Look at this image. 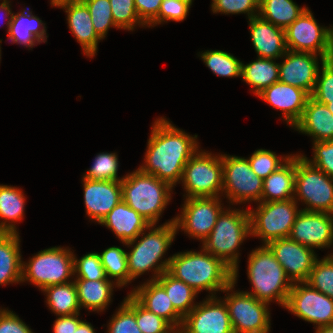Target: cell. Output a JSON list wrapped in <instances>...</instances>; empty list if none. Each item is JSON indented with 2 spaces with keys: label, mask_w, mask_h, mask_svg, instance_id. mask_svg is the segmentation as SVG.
Masks as SVG:
<instances>
[{
  "label": "cell",
  "mask_w": 333,
  "mask_h": 333,
  "mask_svg": "<svg viewBox=\"0 0 333 333\" xmlns=\"http://www.w3.org/2000/svg\"><path fill=\"white\" fill-rule=\"evenodd\" d=\"M313 145V160L311 161L307 157H303L310 164L333 178V140L314 142Z\"/></svg>",
  "instance_id": "obj_48"
},
{
  "label": "cell",
  "mask_w": 333,
  "mask_h": 333,
  "mask_svg": "<svg viewBox=\"0 0 333 333\" xmlns=\"http://www.w3.org/2000/svg\"><path fill=\"white\" fill-rule=\"evenodd\" d=\"M136 323L142 333H165L172 327L167 320L146 310L137 301Z\"/></svg>",
  "instance_id": "obj_47"
},
{
  "label": "cell",
  "mask_w": 333,
  "mask_h": 333,
  "mask_svg": "<svg viewBox=\"0 0 333 333\" xmlns=\"http://www.w3.org/2000/svg\"><path fill=\"white\" fill-rule=\"evenodd\" d=\"M88 8L97 35L104 39L110 26L117 27L109 0H81Z\"/></svg>",
  "instance_id": "obj_40"
},
{
  "label": "cell",
  "mask_w": 333,
  "mask_h": 333,
  "mask_svg": "<svg viewBox=\"0 0 333 333\" xmlns=\"http://www.w3.org/2000/svg\"><path fill=\"white\" fill-rule=\"evenodd\" d=\"M42 291L47 294L46 303L56 315L65 316L80 313L77 288L74 281L52 285Z\"/></svg>",
  "instance_id": "obj_35"
},
{
  "label": "cell",
  "mask_w": 333,
  "mask_h": 333,
  "mask_svg": "<svg viewBox=\"0 0 333 333\" xmlns=\"http://www.w3.org/2000/svg\"><path fill=\"white\" fill-rule=\"evenodd\" d=\"M290 156L285 158H278L277 155L265 149L255 150L248 161L251 165L252 171L261 179L267 178L271 173L275 172L282 166ZM283 160V161H282Z\"/></svg>",
  "instance_id": "obj_43"
},
{
  "label": "cell",
  "mask_w": 333,
  "mask_h": 333,
  "mask_svg": "<svg viewBox=\"0 0 333 333\" xmlns=\"http://www.w3.org/2000/svg\"><path fill=\"white\" fill-rule=\"evenodd\" d=\"M277 261L284 268L291 282H306L316 262L314 250L291 240L281 238L267 244Z\"/></svg>",
  "instance_id": "obj_17"
},
{
  "label": "cell",
  "mask_w": 333,
  "mask_h": 333,
  "mask_svg": "<svg viewBox=\"0 0 333 333\" xmlns=\"http://www.w3.org/2000/svg\"><path fill=\"white\" fill-rule=\"evenodd\" d=\"M285 60L279 64V81L312 95L319 71L318 54L287 50Z\"/></svg>",
  "instance_id": "obj_19"
},
{
  "label": "cell",
  "mask_w": 333,
  "mask_h": 333,
  "mask_svg": "<svg viewBox=\"0 0 333 333\" xmlns=\"http://www.w3.org/2000/svg\"><path fill=\"white\" fill-rule=\"evenodd\" d=\"M108 333H142L136 323V300L128 294L109 322Z\"/></svg>",
  "instance_id": "obj_38"
},
{
  "label": "cell",
  "mask_w": 333,
  "mask_h": 333,
  "mask_svg": "<svg viewBox=\"0 0 333 333\" xmlns=\"http://www.w3.org/2000/svg\"><path fill=\"white\" fill-rule=\"evenodd\" d=\"M251 235L248 210H222L209 236L203 241V248L221 259L233 270V282L238 274V252L243 240Z\"/></svg>",
  "instance_id": "obj_4"
},
{
  "label": "cell",
  "mask_w": 333,
  "mask_h": 333,
  "mask_svg": "<svg viewBox=\"0 0 333 333\" xmlns=\"http://www.w3.org/2000/svg\"><path fill=\"white\" fill-rule=\"evenodd\" d=\"M294 200H303L305 211L333 214V178L310 164L303 155H296Z\"/></svg>",
  "instance_id": "obj_9"
},
{
  "label": "cell",
  "mask_w": 333,
  "mask_h": 333,
  "mask_svg": "<svg viewBox=\"0 0 333 333\" xmlns=\"http://www.w3.org/2000/svg\"><path fill=\"white\" fill-rule=\"evenodd\" d=\"M212 1L213 2L211 7L213 13H219V12L223 14L247 13L249 19L259 15L260 0H212Z\"/></svg>",
  "instance_id": "obj_46"
},
{
  "label": "cell",
  "mask_w": 333,
  "mask_h": 333,
  "mask_svg": "<svg viewBox=\"0 0 333 333\" xmlns=\"http://www.w3.org/2000/svg\"><path fill=\"white\" fill-rule=\"evenodd\" d=\"M181 333H234L225 302L209 295L183 318Z\"/></svg>",
  "instance_id": "obj_16"
},
{
  "label": "cell",
  "mask_w": 333,
  "mask_h": 333,
  "mask_svg": "<svg viewBox=\"0 0 333 333\" xmlns=\"http://www.w3.org/2000/svg\"><path fill=\"white\" fill-rule=\"evenodd\" d=\"M19 233H0V284L18 283L22 277Z\"/></svg>",
  "instance_id": "obj_29"
},
{
  "label": "cell",
  "mask_w": 333,
  "mask_h": 333,
  "mask_svg": "<svg viewBox=\"0 0 333 333\" xmlns=\"http://www.w3.org/2000/svg\"><path fill=\"white\" fill-rule=\"evenodd\" d=\"M74 255L70 249L52 247L41 250L29 263L22 262L21 282L30 281L41 290L67 283L74 275Z\"/></svg>",
  "instance_id": "obj_7"
},
{
  "label": "cell",
  "mask_w": 333,
  "mask_h": 333,
  "mask_svg": "<svg viewBox=\"0 0 333 333\" xmlns=\"http://www.w3.org/2000/svg\"><path fill=\"white\" fill-rule=\"evenodd\" d=\"M201 58L211 71L222 77H241L242 62L230 53L221 50H208Z\"/></svg>",
  "instance_id": "obj_37"
},
{
  "label": "cell",
  "mask_w": 333,
  "mask_h": 333,
  "mask_svg": "<svg viewBox=\"0 0 333 333\" xmlns=\"http://www.w3.org/2000/svg\"><path fill=\"white\" fill-rule=\"evenodd\" d=\"M24 202L25 197L20 189L0 185V218L5 220L0 223V233H18L13 223L23 218ZM7 220L11 222L6 223L8 222Z\"/></svg>",
  "instance_id": "obj_32"
},
{
  "label": "cell",
  "mask_w": 333,
  "mask_h": 333,
  "mask_svg": "<svg viewBox=\"0 0 333 333\" xmlns=\"http://www.w3.org/2000/svg\"><path fill=\"white\" fill-rule=\"evenodd\" d=\"M284 308L317 328L333 325V299L306 282L293 283Z\"/></svg>",
  "instance_id": "obj_14"
},
{
  "label": "cell",
  "mask_w": 333,
  "mask_h": 333,
  "mask_svg": "<svg viewBox=\"0 0 333 333\" xmlns=\"http://www.w3.org/2000/svg\"><path fill=\"white\" fill-rule=\"evenodd\" d=\"M289 238L311 249L330 247L333 243V214L301 209Z\"/></svg>",
  "instance_id": "obj_18"
},
{
  "label": "cell",
  "mask_w": 333,
  "mask_h": 333,
  "mask_svg": "<svg viewBox=\"0 0 333 333\" xmlns=\"http://www.w3.org/2000/svg\"><path fill=\"white\" fill-rule=\"evenodd\" d=\"M317 102L325 104L328 110L333 114V97H312Z\"/></svg>",
  "instance_id": "obj_55"
},
{
  "label": "cell",
  "mask_w": 333,
  "mask_h": 333,
  "mask_svg": "<svg viewBox=\"0 0 333 333\" xmlns=\"http://www.w3.org/2000/svg\"><path fill=\"white\" fill-rule=\"evenodd\" d=\"M110 228L126 244L152 225L127 203L121 200L99 223Z\"/></svg>",
  "instance_id": "obj_25"
},
{
  "label": "cell",
  "mask_w": 333,
  "mask_h": 333,
  "mask_svg": "<svg viewBox=\"0 0 333 333\" xmlns=\"http://www.w3.org/2000/svg\"><path fill=\"white\" fill-rule=\"evenodd\" d=\"M118 157L116 153H100L94 159L92 167L83 178L89 180H109L121 182L124 177L118 178Z\"/></svg>",
  "instance_id": "obj_41"
},
{
  "label": "cell",
  "mask_w": 333,
  "mask_h": 333,
  "mask_svg": "<svg viewBox=\"0 0 333 333\" xmlns=\"http://www.w3.org/2000/svg\"><path fill=\"white\" fill-rule=\"evenodd\" d=\"M121 187L122 200L156 226L162 211L171 200L173 187L139 168L124 177Z\"/></svg>",
  "instance_id": "obj_6"
},
{
  "label": "cell",
  "mask_w": 333,
  "mask_h": 333,
  "mask_svg": "<svg viewBox=\"0 0 333 333\" xmlns=\"http://www.w3.org/2000/svg\"><path fill=\"white\" fill-rule=\"evenodd\" d=\"M57 7H62L67 13L69 29L82 46L84 54L93 57L101 38L94 30L92 19L87 6L82 1L65 2Z\"/></svg>",
  "instance_id": "obj_24"
},
{
  "label": "cell",
  "mask_w": 333,
  "mask_h": 333,
  "mask_svg": "<svg viewBox=\"0 0 333 333\" xmlns=\"http://www.w3.org/2000/svg\"><path fill=\"white\" fill-rule=\"evenodd\" d=\"M163 0H134L139 19L149 25L157 16Z\"/></svg>",
  "instance_id": "obj_51"
},
{
  "label": "cell",
  "mask_w": 333,
  "mask_h": 333,
  "mask_svg": "<svg viewBox=\"0 0 333 333\" xmlns=\"http://www.w3.org/2000/svg\"><path fill=\"white\" fill-rule=\"evenodd\" d=\"M114 23L117 28L133 30L136 24L144 27L136 12L134 0H109Z\"/></svg>",
  "instance_id": "obj_42"
},
{
  "label": "cell",
  "mask_w": 333,
  "mask_h": 333,
  "mask_svg": "<svg viewBox=\"0 0 333 333\" xmlns=\"http://www.w3.org/2000/svg\"><path fill=\"white\" fill-rule=\"evenodd\" d=\"M296 155L263 180L261 202L285 201L294 198Z\"/></svg>",
  "instance_id": "obj_27"
},
{
  "label": "cell",
  "mask_w": 333,
  "mask_h": 333,
  "mask_svg": "<svg viewBox=\"0 0 333 333\" xmlns=\"http://www.w3.org/2000/svg\"><path fill=\"white\" fill-rule=\"evenodd\" d=\"M167 272L174 278L185 282L197 293L201 290L224 291L233 282V270L221 259L208 253L203 247L201 252H180L174 254Z\"/></svg>",
  "instance_id": "obj_2"
},
{
  "label": "cell",
  "mask_w": 333,
  "mask_h": 333,
  "mask_svg": "<svg viewBox=\"0 0 333 333\" xmlns=\"http://www.w3.org/2000/svg\"><path fill=\"white\" fill-rule=\"evenodd\" d=\"M248 278L256 299L269 304L273 299L285 307L293 283L267 245L252 250L248 259Z\"/></svg>",
  "instance_id": "obj_5"
},
{
  "label": "cell",
  "mask_w": 333,
  "mask_h": 333,
  "mask_svg": "<svg viewBox=\"0 0 333 333\" xmlns=\"http://www.w3.org/2000/svg\"><path fill=\"white\" fill-rule=\"evenodd\" d=\"M181 333V328H177V327H171L167 332L165 333Z\"/></svg>",
  "instance_id": "obj_58"
},
{
  "label": "cell",
  "mask_w": 333,
  "mask_h": 333,
  "mask_svg": "<svg viewBox=\"0 0 333 333\" xmlns=\"http://www.w3.org/2000/svg\"><path fill=\"white\" fill-rule=\"evenodd\" d=\"M285 43L287 50L318 53L324 61L333 51V28L320 27L307 8L285 29Z\"/></svg>",
  "instance_id": "obj_12"
},
{
  "label": "cell",
  "mask_w": 333,
  "mask_h": 333,
  "mask_svg": "<svg viewBox=\"0 0 333 333\" xmlns=\"http://www.w3.org/2000/svg\"><path fill=\"white\" fill-rule=\"evenodd\" d=\"M83 183L86 214L100 223L122 200L121 182L83 178Z\"/></svg>",
  "instance_id": "obj_20"
},
{
  "label": "cell",
  "mask_w": 333,
  "mask_h": 333,
  "mask_svg": "<svg viewBox=\"0 0 333 333\" xmlns=\"http://www.w3.org/2000/svg\"><path fill=\"white\" fill-rule=\"evenodd\" d=\"M232 282L223 292L232 291L223 300L226 304L234 333H269L268 303L256 299L249 292H234ZM230 294V295H229Z\"/></svg>",
  "instance_id": "obj_11"
},
{
  "label": "cell",
  "mask_w": 333,
  "mask_h": 333,
  "mask_svg": "<svg viewBox=\"0 0 333 333\" xmlns=\"http://www.w3.org/2000/svg\"><path fill=\"white\" fill-rule=\"evenodd\" d=\"M73 1H81V0H51V4L53 5V6H58V5H60V4H62V3H65V2H73Z\"/></svg>",
  "instance_id": "obj_57"
},
{
  "label": "cell",
  "mask_w": 333,
  "mask_h": 333,
  "mask_svg": "<svg viewBox=\"0 0 333 333\" xmlns=\"http://www.w3.org/2000/svg\"><path fill=\"white\" fill-rule=\"evenodd\" d=\"M321 65L311 97H333V60L321 61Z\"/></svg>",
  "instance_id": "obj_49"
},
{
  "label": "cell",
  "mask_w": 333,
  "mask_h": 333,
  "mask_svg": "<svg viewBox=\"0 0 333 333\" xmlns=\"http://www.w3.org/2000/svg\"><path fill=\"white\" fill-rule=\"evenodd\" d=\"M0 333H33L29 327L8 309H0Z\"/></svg>",
  "instance_id": "obj_50"
},
{
  "label": "cell",
  "mask_w": 333,
  "mask_h": 333,
  "mask_svg": "<svg viewBox=\"0 0 333 333\" xmlns=\"http://www.w3.org/2000/svg\"><path fill=\"white\" fill-rule=\"evenodd\" d=\"M74 333H95V329L93 328V326L90 323L82 321L78 325V327L76 328Z\"/></svg>",
  "instance_id": "obj_54"
},
{
  "label": "cell",
  "mask_w": 333,
  "mask_h": 333,
  "mask_svg": "<svg viewBox=\"0 0 333 333\" xmlns=\"http://www.w3.org/2000/svg\"><path fill=\"white\" fill-rule=\"evenodd\" d=\"M2 41L0 40V43H1ZM0 59H1V47H0Z\"/></svg>",
  "instance_id": "obj_59"
},
{
  "label": "cell",
  "mask_w": 333,
  "mask_h": 333,
  "mask_svg": "<svg viewBox=\"0 0 333 333\" xmlns=\"http://www.w3.org/2000/svg\"><path fill=\"white\" fill-rule=\"evenodd\" d=\"M156 281L165 289L175 311L184 318L197 304H193L198 294L185 282L163 272Z\"/></svg>",
  "instance_id": "obj_34"
},
{
  "label": "cell",
  "mask_w": 333,
  "mask_h": 333,
  "mask_svg": "<svg viewBox=\"0 0 333 333\" xmlns=\"http://www.w3.org/2000/svg\"><path fill=\"white\" fill-rule=\"evenodd\" d=\"M223 192L232 203L261 202L263 179L251 169L248 159L222 155Z\"/></svg>",
  "instance_id": "obj_13"
},
{
  "label": "cell",
  "mask_w": 333,
  "mask_h": 333,
  "mask_svg": "<svg viewBox=\"0 0 333 333\" xmlns=\"http://www.w3.org/2000/svg\"><path fill=\"white\" fill-rule=\"evenodd\" d=\"M9 1L7 0H3V2L0 4V11H4V14L7 15L6 17H8L9 19H7V26H8V33H9V29H10V21L12 18L13 13L11 12L10 6H9Z\"/></svg>",
  "instance_id": "obj_53"
},
{
  "label": "cell",
  "mask_w": 333,
  "mask_h": 333,
  "mask_svg": "<svg viewBox=\"0 0 333 333\" xmlns=\"http://www.w3.org/2000/svg\"><path fill=\"white\" fill-rule=\"evenodd\" d=\"M74 275L76 279L109 280L98 253H88L79 260L74 255Z\"/></svg>",
  "instance_id": "obj_44"
},
{
  "label": "cell",
  "mask_w": 333,
  "mask_h": 333,
  "mask_svg": "<svg viewBox=\"0 0 333 333\" xmlns=\"http://www.w3.org/2000/svg\"><path fill=\"white\" fill-rule=\"evenodd\" d=\"M152 227L153 229L146 235H144L145 233L143 231L138 236V239L141 235L143 236L138 243L136 242L137 238H135L125 244L132 246L135 243V245L132 246V250L127 252L129 282L152 268L154 269V276L150 281L156 280L163 272L168 270L171 257H168V259H165L163 262L161 261V263L158 262L163 258L162 256L170 247L177 233L174 218L155 229L154 224Z\"/></svg>",
  "instance_id": "obj_3"
},
{
  "label": "cell",
  "mask_w": 333,
  "mask_h": 333,
  "mask_svg": "<svg viewBox=\"0 0 333 333\" xmlns=\"http://www.w3.org/2000/svg\"><path fill=\"white\" fill-rule=\"evenodd\" d=\"M316 329V333H333V325L322 326Z\"/></svg>",
  "instance_id": "obj_56"
},
{
  "label": "cell",
  "mask_w": 333,
  "mask_h": 333,
  "mask_svg": "<svg viewBox=\"0 0 333 333\" xmlns=\"http://www.w3.org/2000/svg\"><path fill=\"white\" fill-rule=\"evenodd\" d=\"M251 235L262 238L264 245L281 238H289L293 224L301 210L294 198L285 201L260 202L256 210H249Z\"/></svg>",
  "instance_id": "obj_8"
},
{
  "label": "cell",
  "mask_w": 333,
  "mask_h": 333,
  "mask_svg": "<svg viewBox=\"0 0 333 333\" xmlns=\"http://www.w3.org/2000/svg\"><path fill=\"white\" fill-rule=\"evenodd\" d=\"M45 24L28 10L12 15L10 29L7 34L13 43L32 48L37 43L46 41Z\"/></svg>",
  "instance_id": "obj_28"
},
{
  "label": "cell",
  "mask_w": 333,
  "mask_h": 333,
  "mask_svg": "<svg viewBox=\"0 0 333 333\" xmlns=\"http://www.w3.org/2000/svg\"><path fill=\"white\" fill-rule=\"evenodd\" d=\"M181 181L186 198L220 197V191L223 193L222 154L215 157L197 151L185 165Z\"/></svg>",
  "instance_id": "obj_10"
},
{
  "label": "cell",
  "mask_w": 333,
  "mask_h": 333,
  "mask_svg": "<svg viewBox=\"0 0 333 333\" xmlns=\"http://www.w3.org/2000/svg\"><path fill=\"white\" fill-rule=\"evenodd\" d=\"M252 44L258 57L278 59L287 51L285 30L262 19L259 15L249 19Z\"/></svg>",
  "instance_id": "obj_22"
},
{
  "label": "cell",
  "mask_w": 333,
  "mask_h": 333,
  "mask_svg": "<svg viewBox=\"0 0 333 333\" xmlns=\"http://www.w3.org/2000/svg\"><path fill=\"white\" fill-rule=\"evenodd\" d=\"M107 278L116 277V287L129 283L127 252L120 247H109L98 253Z\"/></svg>",
  "instance_id": "obj_36"
},
{
  "label": "cell",
  "mask_w": 333,
  "mask_h": 333,
  "mask_svg": "<svg viewBox=\"0 0 333 333\" xmlns=\"http://www.w3.org/2000/svg\"><path fill=\"white\" fill-rule=\"evenodd\" d=\"M74 282L80 308L85 307L100 312L106 309L111 301L115 285L113 281L76 279Z\"/></svg>",
  "instance_id": "obj_30"
},
{
  "label": "cell",
  "mask_w": 333,
  "mask_h": 333,
  "mask_svg": "<svg viewBox=\"0 0 333 333\" xmlns=\"http://www.w3.org/2000/svg\"><path fill=\"white\" fill-rule=\"evenodd\" d=\"M307 7H299L292 0H260L259 16L273 25L286 29Z\"/></svg>",
  "instance_id": "obj_33"
},
{
  "label": "cell",
  "mask_w": 333,
  "mask_h": 333,
  "mask_svg": "<svg viewBox=\"0 0 333 333\" xmlns=\"http://www.w3.org/2000/svg\"><path fill=\"white\" fill-rule=\"evenodd\" d=\"M152 127L145 164L139 169L172 187L176 186L188 160L199 150L197 135L190 136L163 117L157 119Z\"/></svg>",
  "instance_id": "obj_1"
},
{
  "label": "cell",
  "mask_w": 333,
  "mask_h": 333,
  "mask_svg": "<svg viewBox=\"0 0 333 333\" xmlns=\"http://www.w3.org/2000/svg\"><path fill=\"white\" fill-rule=\"evenodd\" d=\"M181 215L174 218L176 229L182 228L193 238L204 241L216 224L223 208L219 197L185 198Z\"/></svg>",
  "instance_id": "obj_15"
},
{
  "label": "cell",
  "mask_w": 333,
  "mask_h": 333,
  "mask_svg": "<svg viewBox=\"0 0 333 333\" xmlns=\"http://www.w3.org/2000/svg\"><path fill=\"white\" fill-rule=\"evenodd\" d=\"M312 288L333 299V255L317 259L306 281Z\"/></svg>",
  "instance_id": "obj_39"
},
{
  "label": "cell",
  "mask_w": 333,
  "mask_h": 333,
  "mask_svg": "<svg viewBox=\"0 0 333 333\" xmlns=\"http://www.w3.org/2000/svg\"><path fill=\"white\" fill-rule=\"evenodd\" d=\"M78 314L59 316L53 324L54 333H74L78 325L82 322Z\"/></svg>",
  "instance_id": "obj_52"
},
{
  "label": "cell",
  "mask_w": 333,
  "mask_h": 333,
  "mask_svg": "<svg viewBox=\"0 0 333 333\" xmlns=\"http://www.w3.org/2000/svg\"><path fill=\"white\" fill-rule=\"evenodd\" d=\"M274 60L258 57L249 64L242 63L241 77L252 86L256 95L279 81V63H275Z\"/></svg>",
  "instance_id": "obj_31"
},
{
  "label": "cell",
  "mask_w": 333,
  "mask_h": 333,
  "mask_svg": "<svg viewBox=\"0 0 333 333\" xmlns=\"http://www.w3.org/2000/svg\"><path fill=\"white\" fill-rule=\"evenodd\" d=\"M258 97L282 110L284 120L294 127L300 120L310 95L301 88L278 81L265 88Z\"/></svg>",
  "instance_id": "obj_21"
},
{
  "label": "cell",
  "mask_w": 333,
  "mask_h": 333,
  "mask_svg": "<svg viewBox=\"0 0 333 333\" xmlns=\"http://www.w3.org/2000/svg\"><path fill=\"white\" fill-rule=\"evenodd\" d=\"M192 0H163L158 16L148 25L154 26L167 21H183L189 13ZM166 20V21H165Z\"/></svg>",
  "instance_id": "obj_45"
},
{
  "label": "cell",
  "mask_w": 333,
  "mask_h": 333,
  "mask_svg": "<svg viewBox=\"0 0 333 333\" xmlns=\"http://www.w3.org/2000/svg\"><path fill=\"white\" fill-rule=\"evenodd\" d=\"M297 131L313 137V142L333 140V114L325 104L311 96L300 120L294 125Z\"/></svg>",
  "instance_id": "obj_26"
},
{
  "label": "cell",
  "mask_w": 333,
  "mask_h": 333,
  "mask_svg": "<svg viewBox=\"0 0 333 333\" xmlns=\"http://www.w3.org/2000/svg\"><path fill=\"white\" fill-rule=\"evenodd\" d=\"M130 295L146 310L181 328L183 318L175 311L165 289L156 281H148L133 289Z\"/></svg>",
  "instance_id": "obj_23"
}]
</instances>
